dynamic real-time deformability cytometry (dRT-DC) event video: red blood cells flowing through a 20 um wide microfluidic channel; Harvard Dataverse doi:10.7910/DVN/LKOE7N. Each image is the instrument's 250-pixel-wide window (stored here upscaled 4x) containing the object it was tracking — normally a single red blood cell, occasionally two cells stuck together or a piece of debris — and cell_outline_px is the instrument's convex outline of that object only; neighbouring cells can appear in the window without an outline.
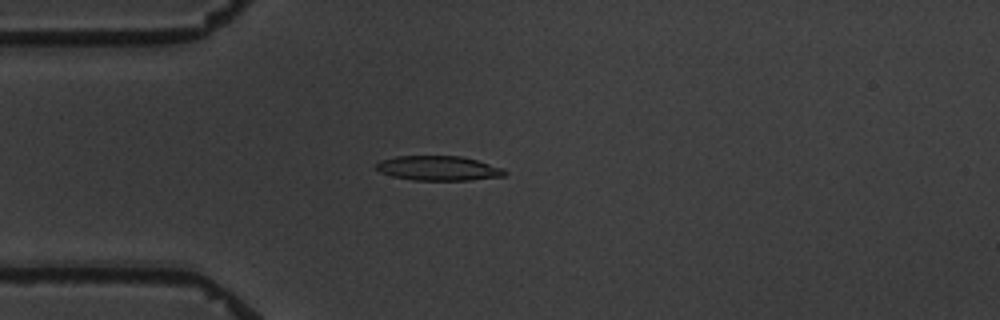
{"species": "common noctule bat (a hibernating species)", "species_latin": "Nyctalus noctula", "temperature_condition": "warm", "stored_images_in_passage": 10, "camera_frame_rate_fps": 3000, "um_per_image_px": 0.085, "animal": {"sex": "male", "body_mass_g": 19.5, "forearm_length_mm": 54.6}, "frame": {"image": 1, "passage_image": 4, "time_ms": 3.667, "image_size_px": [1000, 320], "cell_outline_px": [[508, 172], [504, 176], [468, 180], [412, 180], [392, 176], [380, 172], [376, 168], [376, 164], [380, 160], [396, 156], [460, 156], [476, 160], [504, 168]], "centroid_in_image_um": [37.26, 14.3], "position_along_channel_um": 47.7, "area_um2": 18.44}}
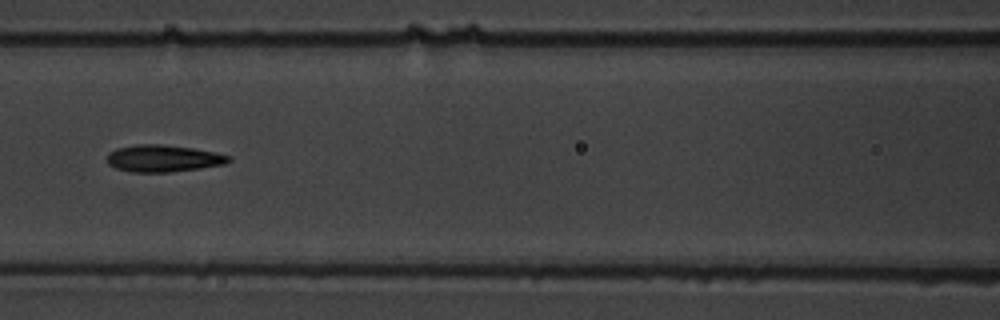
{"frame": {"image": 2, "passage_image": 7, "time_ms": 7.0, "image_size_px": [1000, 320], "cell_outline_px": [[232, 160], [224, 164], [200, 168], [172, 172], [132, 172], [116, 168], [108, 164], [108, 152], [116, 148], [136, 144], [160, 144], [192, 148], [216, 152], [232, 156]], "centroid_in_image_um": [13.89, 13.46], "position_along_channel_um": 152.7, "area_um2": 19.19}}
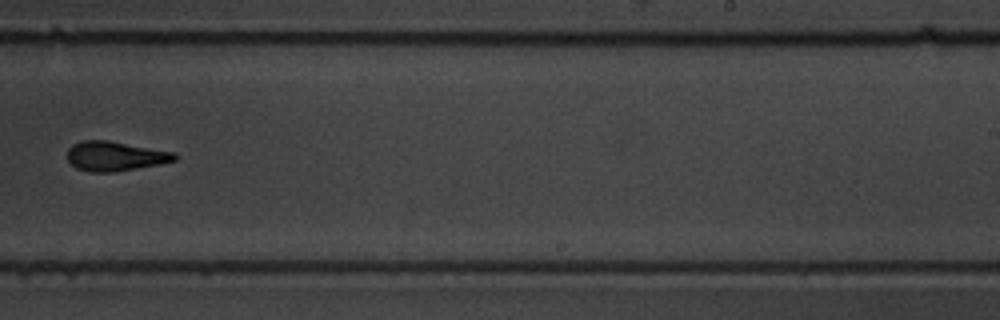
{"frame": {"image": 3, "passage_image": 10, "time_ms": 10.667, "image_size_px": [1000, 320], "cell_outline_px": [[176, 160], [160, 164], [112, 172], [88, 172], [76, 168], [68, 160], [68, 148], [72, 144], [80, 140], [108, 140], [172, 152], [176, 156]], "centroid_in_image_um": [9.72, 13.27], "position_along_channel_um": 279.3, "area_um2": 18.32}}